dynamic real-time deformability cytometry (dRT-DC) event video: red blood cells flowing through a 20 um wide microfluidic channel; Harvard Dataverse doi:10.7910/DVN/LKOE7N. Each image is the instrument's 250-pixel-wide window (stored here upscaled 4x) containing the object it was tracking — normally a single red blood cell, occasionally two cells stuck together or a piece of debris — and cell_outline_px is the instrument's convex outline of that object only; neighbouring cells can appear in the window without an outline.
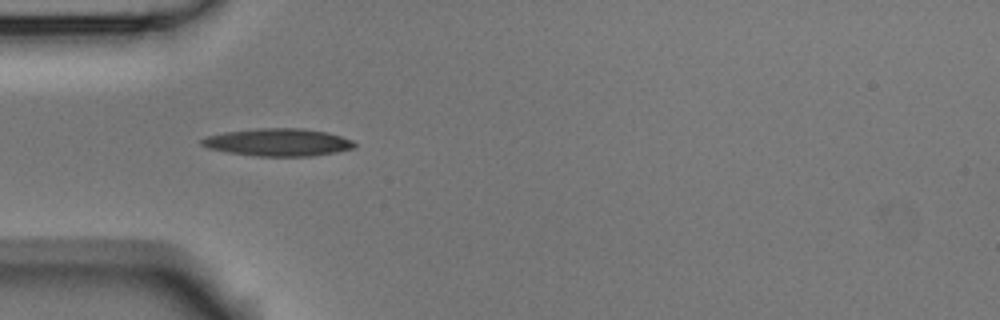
{"species": "Egyptian fruit bat (a non-hibernating species)", "species_latin": "Rousettus aegyptiacus", "temperature_condition": "room temperature", "stored_images_in_passage": 4, "camera_frame_rate_fps": 3000, "um_per_image_px": 0.085, "animal": {"sex": "male"}, "frame": {"image": 1, "passage_image": 3, "time_ms": 0.667, "image_size_px": [1000, 320], "cell_outline_px": [[356, 144], [352, 148], [336, 152], [312, 156], [256, 156], [228, 152], [208, 148], [200, 144], [200, 140], [204, 136], [224, 132], [260, 128], [304, 128], [328, 132], [352, 140]], "centroid_in_image_um": [23.61, 12.09], "position_along_channel_um": 61.4, "area_um2": 24.57}}
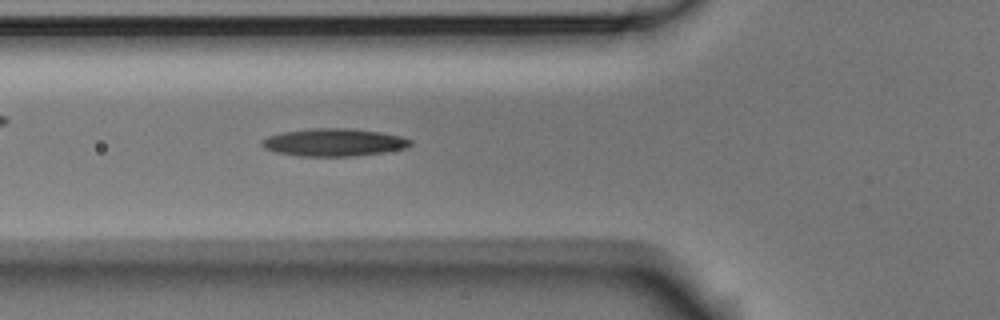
{"frame": {"image": 2, "passage_image": 4, "time_ms": 1.0, "image_size_px": [1000, 320], "cell_outline_px": [[412, 144], [404, 148], [384, 152], [356, 156], [300, 156], [276, 152], [264, 148], [260, 144], [260, 140], [268, 136], [280, 132], [308, 128], [352, 128], [380, 132], [400, 136], [412, 140]], "centroid_in_image_um": [28.33, 12.09], "position_along_channel_um": 97.5, "area_um2": 24.1}}